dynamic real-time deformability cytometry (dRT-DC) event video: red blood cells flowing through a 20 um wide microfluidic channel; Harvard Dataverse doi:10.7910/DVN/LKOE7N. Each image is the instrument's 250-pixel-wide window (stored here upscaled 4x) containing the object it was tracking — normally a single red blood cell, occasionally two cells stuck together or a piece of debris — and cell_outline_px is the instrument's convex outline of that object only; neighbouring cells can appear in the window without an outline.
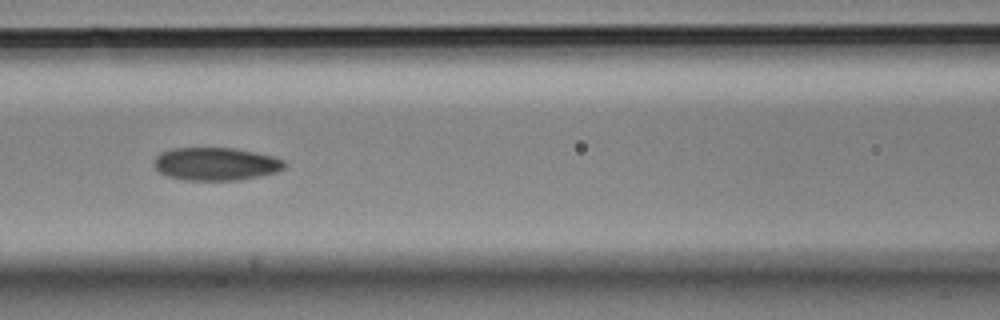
{"species": "Egyptian fruit bat (a non-hibernating species)", "species_latin": "Rousettus aegyptiacus", "temperature_condition": "cold", "stored_images_in_passage": 14, "camera_frame_rate_fps": 3000, "um_per_image_px": 0.085, "animal": {"sex": "male"}, "frame": {"image": 1, "passage_image": 5, "time_ms": 1.333, "image_size_px": [1000, 320], "cell_outline_px": [[284, 168], [276, 172], [260, 176], [240, 180], [184, 180], [168, 176], [160, 172], [152, 164], [156, 156], [160, 152], [172, 148], [232, 148], [272, 156], [284, 160]], "centroid_in_image_um": [18.3, 13.94], "position_along_channel_um": 148.3, "area_um2": 24.97}}
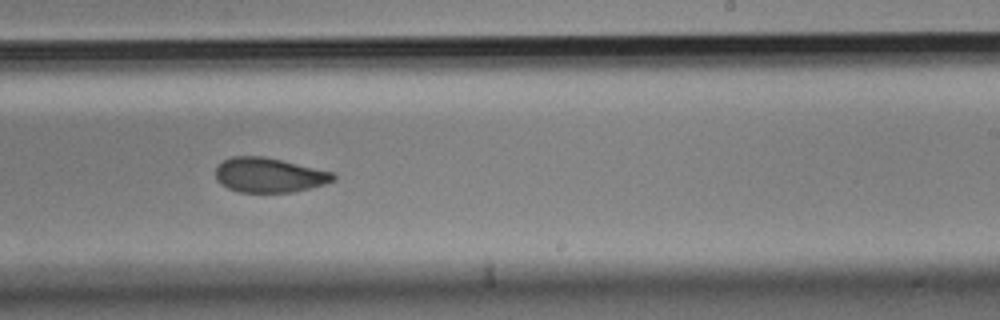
{"frame": {"image": 2, "passage_image": 8, "time_ms": 2.333, "image_size_px": [1000, 320], "cell_outline_px": [[336, 180], [324, 184], [292, 192], [240, 192], [228, 188], [220, 184], [216, 180], [216, 168], [224, 160], [232, 156], [264, 156], [332, 172], [336, 176]], "centroid_in_image_um": [22.85, 14.88], "position_along_channel_um": 266.1, "area_um2": 23.58}}
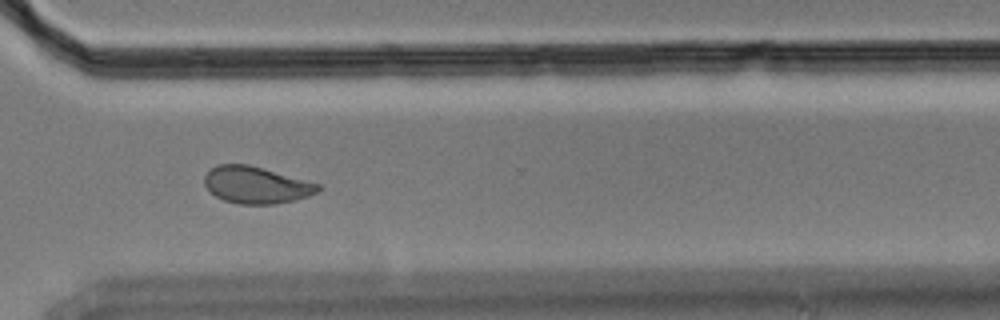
{"frame": {"image": 3, "passage_image": 10, "time_ms": 3.0, "image_size_px": [1000, 320], "cell_outline_px": [[320, 188], [316, 192], [308, 196], [276, 204], [240, 204], [224, 200], [216, 196], [204, 184], [204, 176], [212, 168], [220, 164], [248, 164], [320, 184]], "centroid_in_image_um": [21.76, 15.72], "position_along_channel_um": 348.8, "area_um2": 24.04}}